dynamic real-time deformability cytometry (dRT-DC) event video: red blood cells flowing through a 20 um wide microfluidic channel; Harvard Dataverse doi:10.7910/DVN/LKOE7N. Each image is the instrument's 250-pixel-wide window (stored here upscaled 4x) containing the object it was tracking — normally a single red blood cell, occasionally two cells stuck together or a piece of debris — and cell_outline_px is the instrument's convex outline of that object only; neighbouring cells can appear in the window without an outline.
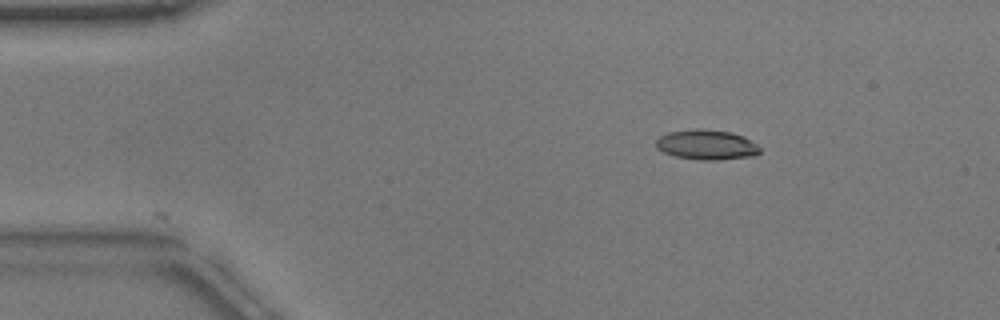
{"species": "common noctule bat (a hibernating species)", "species_latin": "Nyctalus noctula", "temperature_condition": "warm", "stored_images_in_passage": 31, "camera_frame_rate_fps": 3000, "um_per_image_px": 0.085, "animal": {"sex": "male", "body_mass_g": 17.9}, "frame": {"image": 1, "passage_image": 1, "time_ms": 0.0, "image_size_px": [1000, 320], "cell_outline_px": [[760, 152], [756, 156], [716, 160], [700, 160], [676, 156], [664, 152], [656, 148], [656, 140], [660, 136], [668, 132], [696, 128], [700, 128], [732, 132], [744, 136], [756, 144], [760, 148]], "centroid_in_image_um": [60.07, 12.3], "position_along_channel_um": 24.9, "area_um2": 18.26}}
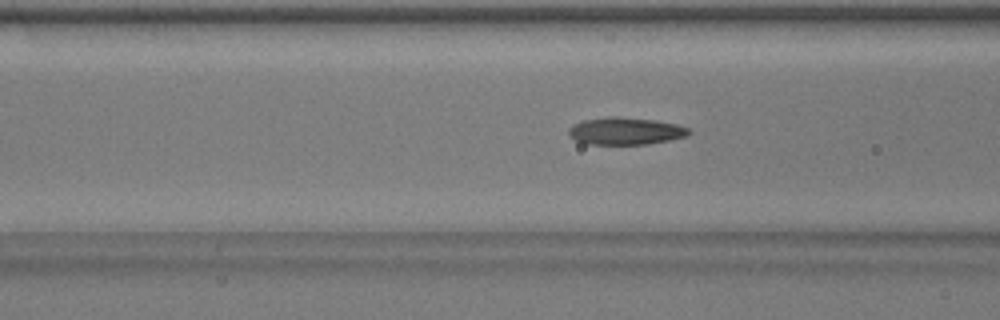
{"frame": {"image": 2, "passage_image": 13, "time_ms": 4.0, "image_size_px": [1000, 320], "cell_outline_px": [[692, 132], [688, 136], [648, 144], [588, 144], [576, 140], [568, 132], [568, 128], [572, 124], [584, 120], [608, 116], [616, 116], [656, 120], [676, 124], [688, 128]], "centroid_in_image_um": [53.17, 11.13], "position_along_channel_um": 113.4, "area_um2": 19.13}}
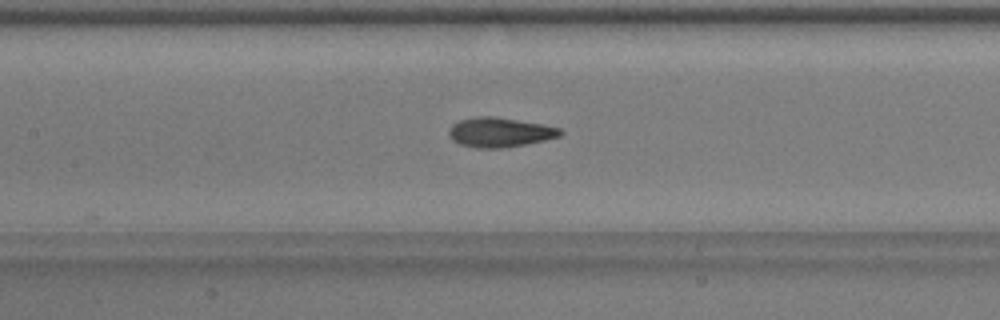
{"frame": {"image": 3, "passage_image": 17, "time_ms": 5.333, "image_size_px": [1000, 320], "cell_outline_px": [[564, 132], [560, 136], [544, 140], [524, 144], [500, 148], [476, 148], [460, 144], [452, 140], [448, 132], [452, 124], [460, 120], [476, 116], [492, 116], [540, 124], [560, 128]], "centroid_in_image_um": [42.45, 11.24], "position_along_channel_um": 164.9, "area_um2": 18.96}}